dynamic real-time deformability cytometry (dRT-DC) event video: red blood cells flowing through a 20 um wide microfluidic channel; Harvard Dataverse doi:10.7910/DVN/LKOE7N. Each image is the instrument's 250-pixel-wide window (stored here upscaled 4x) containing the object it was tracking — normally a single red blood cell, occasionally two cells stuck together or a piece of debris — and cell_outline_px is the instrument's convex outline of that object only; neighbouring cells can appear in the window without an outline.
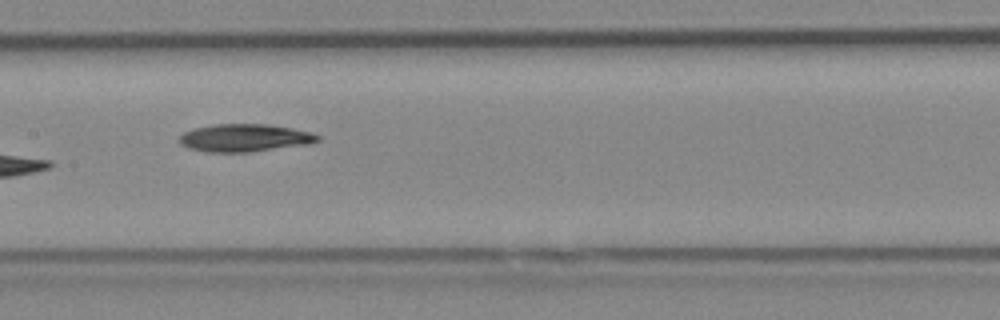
{"species": "Egyptian fruit bat (a non-hibernating species)", "species_latin": "Rousettus aegyptiacus", "temperature_condition": "cold", "stored_images_in_passage": 9, "camera_frame_rate_fps": 3000, "um_per_image_px": 0.085, "animal": {"sex": "female"}, "frame": {"image": 1, "passage_image": 8, "time_ms": 2.333, "image_size_px": [1000, 320], "cell_outline_px": [[320, 140], [312, 144], [248, 152], [208, 152], [188, 148], [180, 144], [176, 140], [184, 132], [192, 128], [212, 124], [268, 124], [292, 128], [312, 132], [320, 136]], "centroid_in_image_um": [20.79, 11.71], "position_along_channel_um": 186.6, "area_um2": 22.66}}